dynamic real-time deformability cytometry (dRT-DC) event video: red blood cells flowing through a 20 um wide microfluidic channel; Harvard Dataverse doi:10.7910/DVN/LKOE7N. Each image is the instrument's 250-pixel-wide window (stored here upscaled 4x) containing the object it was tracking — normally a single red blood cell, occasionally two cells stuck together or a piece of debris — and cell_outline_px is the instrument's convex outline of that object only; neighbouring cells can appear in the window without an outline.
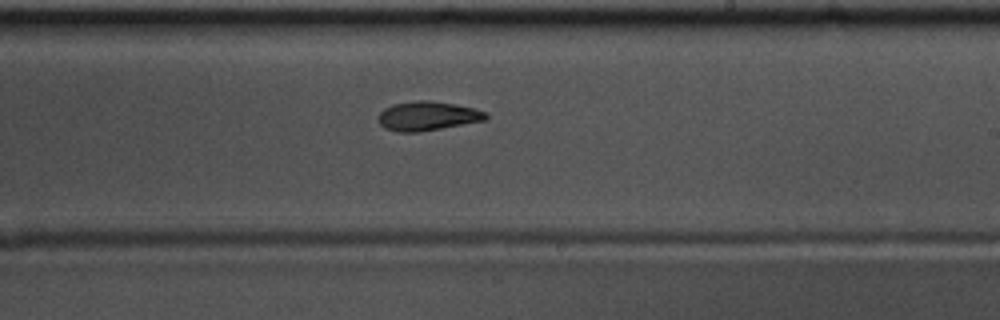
{"species": "common noctule bat (a hibernating species)", "species_latin": "Nyctalus noctula", "temperature_condition": "warm", "stored_images_in_passage": 32, "camera_frame_rate_fps": 3000, "um_per_image_px": 0.085, "animal": {"sex": "male", "body_mass_g": 17.5, "forearm_length_mm": 52.3}, "frame": {"image": 1, "passage_image": 28, "time_ms": 9.0, "image_size_px": [1000, 320], "cell_outline_px": [[488, 116], [484, 120], [440, 128], [416, 132], [396, 132], [384, 128], [376, 120], [380, 112], [384, 108], [392, 104], [420, 100], [428, 100], [456, 104], [488, 112]], "centroid_in_image_um": [36.29, 9.85], "position_along_channel_um": 252.7, "area_um2": 18.21}}